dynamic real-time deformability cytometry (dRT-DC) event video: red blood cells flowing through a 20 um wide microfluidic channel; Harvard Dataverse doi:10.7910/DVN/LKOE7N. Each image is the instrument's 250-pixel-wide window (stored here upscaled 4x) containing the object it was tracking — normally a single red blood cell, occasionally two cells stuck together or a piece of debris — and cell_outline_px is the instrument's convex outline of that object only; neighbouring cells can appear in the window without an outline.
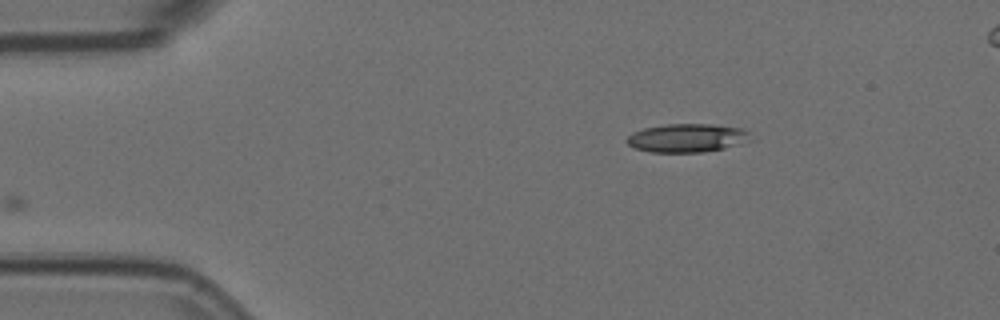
{"species": "Egyptian fruit bat (a non-hibernating species)", "species_latin": "Rousettus aegyptiacus", "temperature_condition": "room temperature", "stored_images_in_passage": 38, "camera_frame_rate_fps": 3000, "um_per_image_px": 0.085, "animal": {"sex": "female"}, "frame": {"image": 1, "passage_image": 1, "time_ms": 0.0, "image_size_px": [1000, 320], "cell_outline_px": [[756, 140], [724, 148], [704, 152], [652, 152], [636, 148], [628, 144], [624, 140], [632, 132], [644, 128], [668, 124], [712, 124], [740, 128], [748, 132]], "centroid_in_image_um": [58.44, 11.73], "position_along_channel_um": 26.6, "area_um2": 20.69}}
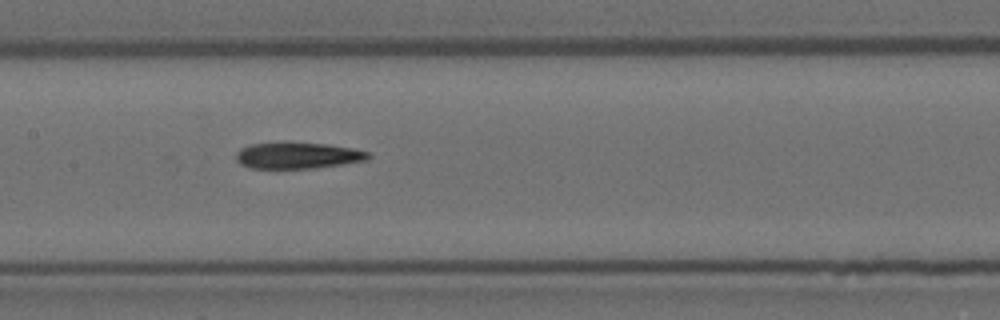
{"frame": {"image": 2, "passage_image": 19, "time_ms": 6.0, "image_size_px": [1000, 320], "cell_outline_px": [[372, 156], [368, 160], [316, 168], [248, 168], [240, 164], [236, 160], [236, 152], [240, 148], [252, 144], [284, 140], [288, 140], [328, 144], [352, 148], [368, 152]], "centroid_in_image_um": [25.28, 13.18], "position_along_channel_um": 182.1, "area_um2": 20.98}}
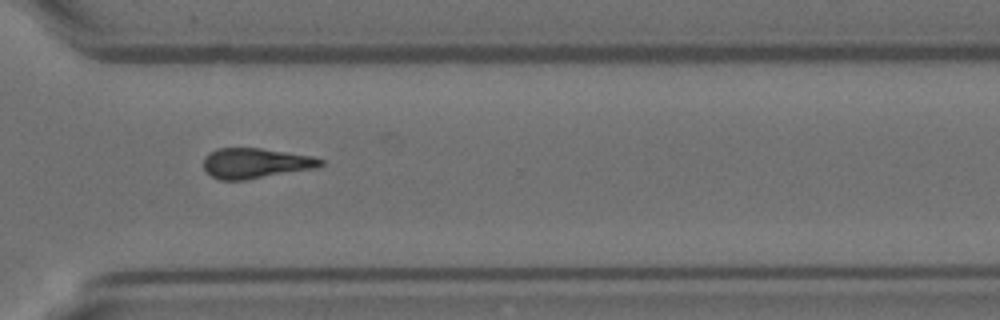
{"frame": {"image": 3, "passage_image": 33, "time_ms": 10.667, "image_size_px": [1000, 320], "cell_outline_px": [[324, 164], [316, 168], [244, 180], [220, 180], [204, 172], [204, 156], [208, 152], [216, 148], [260, 148], [312, 156], [324, 160]], "centroid_in_image_um": [21.68, 13.87], "position_along_channel_um": 348.9, "area_um2": 20.69}, "authors_computed_cell_mechanics": {"area_um2": 20.8369, "velocity_mm_per_s": 3.5935, "shape_relaxation_time_tau1_ms": 8.2074, "shape_relaxation_time_tau2_ms": null, "deformation_change_tau1": 0.2135, "deformation_change_tau2": null}}